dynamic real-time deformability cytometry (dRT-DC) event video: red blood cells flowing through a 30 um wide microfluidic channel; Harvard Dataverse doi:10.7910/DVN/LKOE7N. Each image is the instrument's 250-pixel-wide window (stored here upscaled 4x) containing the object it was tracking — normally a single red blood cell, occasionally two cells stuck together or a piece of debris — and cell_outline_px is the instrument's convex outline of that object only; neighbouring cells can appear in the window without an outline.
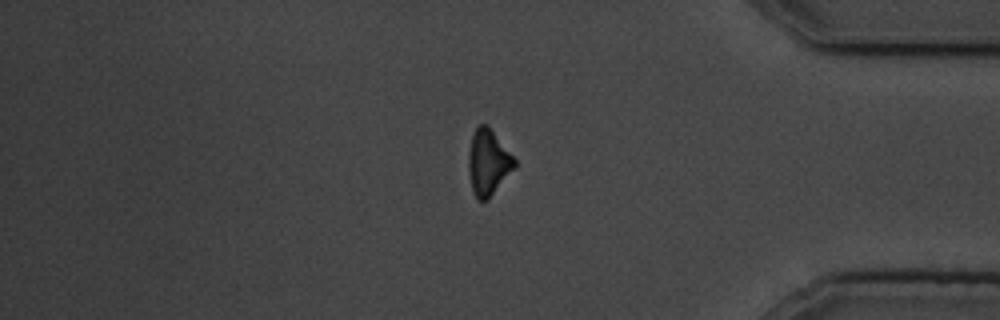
{"species": "common noctule bat (a hibernating species)", "species_latin": "Nyctalus noctula", "temperature_condition": "cold", "stored_images_in_passage": 18, "segment_of_instrument_passage": [2, 2], "camera_frame_rate_fps": 3000, "um_per_image_px": 0.085, "animal": {"sex": "male", "body_mass_g": 19.5, "forearm_length_mm": 54.6}, "frame": {"image": 1, "passage_image": 18, "time_ms": 19.333, "image_size_px": [1000, 320], "cell_outline_px": [[516, 168], [488, 200], [476, 200], [472, 192], [468, 168], [468, 152], [472, 136], [476, 128], [480, 124], [488, 124], [516, 160]], "centroid_in_image_um": [41.5, 13.83], "position_along_channel_um": 393.7, "area_um2": 17.92}}